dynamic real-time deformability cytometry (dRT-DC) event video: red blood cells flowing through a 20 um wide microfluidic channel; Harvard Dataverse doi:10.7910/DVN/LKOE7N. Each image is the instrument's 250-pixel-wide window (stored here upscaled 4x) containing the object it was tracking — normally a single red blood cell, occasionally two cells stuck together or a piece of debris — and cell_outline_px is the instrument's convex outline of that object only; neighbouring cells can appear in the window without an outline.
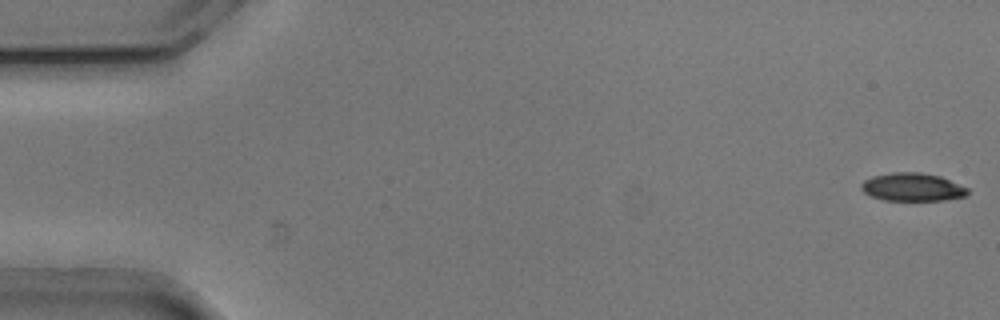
{"species": "common noctule bat (a hibernating species)", "species_latin": "Nyctalus noctula", "temperature_condition": "cold", "stored_images_in_passage": 15, "camera_frame_rate_fps": 3000, "um_per_image_px": 0.085, "animal": {"sex": "male", "body_mass_g": 20.5, "forearm_length_mm": 52.5}, "frame": {"image": 1, "passage_image": 1, "time_ms": 0.0, "image_size_px": [1000, 320], "cell_outline_px": [[968, 192], [964, 196], [944, 200], [884, 200], [872, 196], [864, 192], [860, 188], [860, 184], [864, 180], [872, 176], [892, 172], [920, 172], [940, 176], [968, 188]], "centroid_in_image_um": [77.52, 15.89], "position_along_channel_um": 7.5, "area_um2": 17.34}}